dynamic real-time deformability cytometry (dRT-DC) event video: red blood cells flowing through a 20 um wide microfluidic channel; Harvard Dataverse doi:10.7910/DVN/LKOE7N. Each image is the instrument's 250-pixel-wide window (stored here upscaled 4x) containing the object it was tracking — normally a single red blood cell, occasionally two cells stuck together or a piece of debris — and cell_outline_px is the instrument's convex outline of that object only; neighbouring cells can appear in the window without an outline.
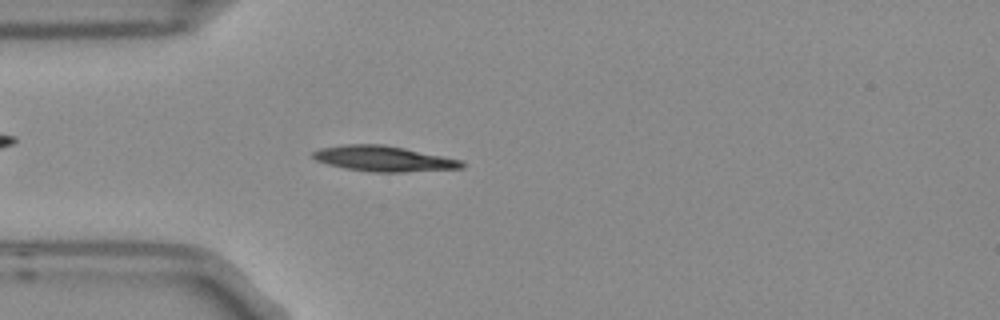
{"species": "Egyptian fruit bat (a non-hibernating species)", "species_latin": "Rousettus aegyptiacus", "temperature_condition": "room temperature", "stored_images_in_passage": 3, "camera_frame_rate_fps": 3000, "um_per_image_px": 0.085, "frame": {"image": 1, "passage_image": 3, "time_ms": 0.667, "image_size_px": [1000, 320], "cell_outline_px": [[464, 168], [400, 172], [372, 172], [344, 168], [328, 164], [316, 160], [312, 156], [312, 152], [320, 148], [344, 144], [380, 144], [404, 148], [460, 160], [464, 164]], "centroid_in_image_um": [32.56, 13.49], "position_along_channel_um": 52.4, "area_um2": 21.85}}